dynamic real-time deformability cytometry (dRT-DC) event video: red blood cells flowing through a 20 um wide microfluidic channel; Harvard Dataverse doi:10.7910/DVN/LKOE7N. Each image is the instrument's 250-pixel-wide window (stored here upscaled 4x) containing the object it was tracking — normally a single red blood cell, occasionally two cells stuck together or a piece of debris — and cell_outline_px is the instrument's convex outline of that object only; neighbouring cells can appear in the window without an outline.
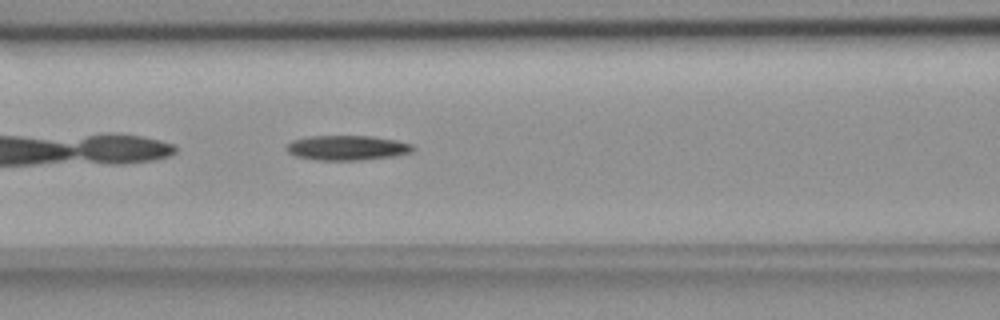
{"species": "common noctule bat (a hibernating species)", "species_latin": "Nyctalus noctula", "temperature_condition": "room temperature", "stored_images_in_passage": 40, "camera_frame_rate_fps": 3000, "um_per_image_px": 0.085, "animal": {"sex": "female", "body_mass_g": 18.4}, "frame": {"image": 1, "passage_image": 8, "time_ms": 2.333, "image_size_px": [1000, 320], "cell_outline_px": [[416, 148], [412, 152], [396, 156], [360, 160], [316, 160], [296, 156], [288, 152], [284, 148], [292, 140], [308, 136], [372, 136], [396, 140], [412, 144]], "centroid_in_image_um": [29.52, 12.56], "position_along_channel_um": 137.1, "area_um2": 18.44}}
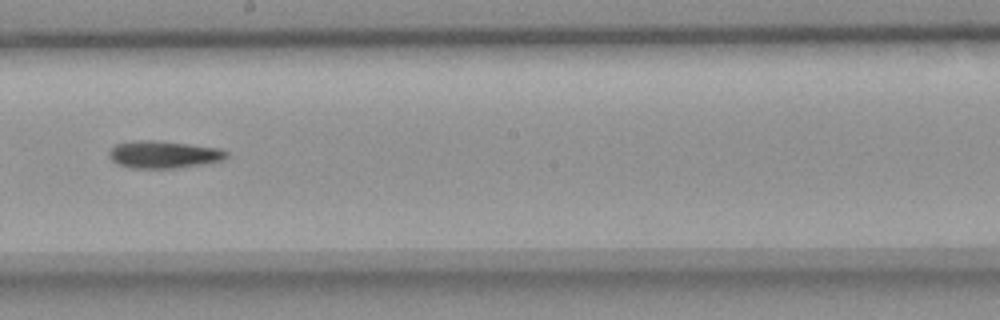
{"frame": {"image": 2, "passage_image": 16, "time_ms": 5.0, "image_size_px": [1000, 320], "cell_outline_px": [[228, 156], [224, 160], [176, 168], [132, 168], [120, 164], [112, 160], [108, 152], [116, 144], [140, 140], [156, 140], [220, 148], [228, 152]], "centroid_in_image_um": [13.94, 13.13], "position_along_channel_um": 234.3, "area_um2": 18.5}}
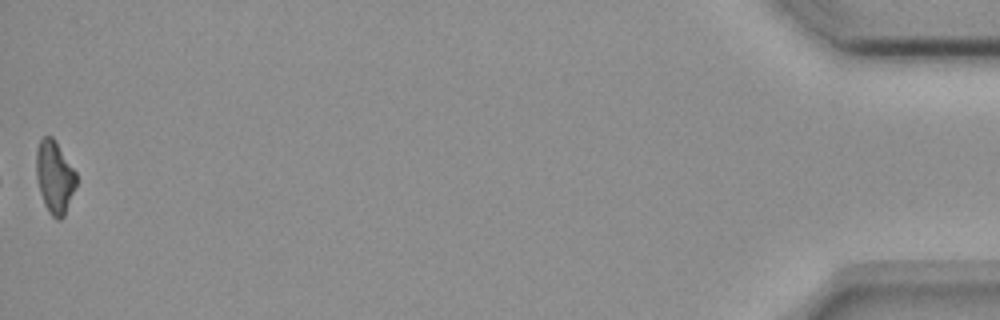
{"frame": {"image": 3, "passage_image": 40, "time_ms": 13.0, "image_size_px": [1000, 320], "cell_outline_px": [[76, 184], [64, 216], [60, 220], [56, 220], [48, 212], [44, 204], [40, 192], [36, 176], [36, 148], [40, 140], [44, 136], [52, 136], [76, 172]], "centroid_in_image_um": [4.62, 15.05], "position_along_channel_um": 430.6, "area_um2": 16.82}}